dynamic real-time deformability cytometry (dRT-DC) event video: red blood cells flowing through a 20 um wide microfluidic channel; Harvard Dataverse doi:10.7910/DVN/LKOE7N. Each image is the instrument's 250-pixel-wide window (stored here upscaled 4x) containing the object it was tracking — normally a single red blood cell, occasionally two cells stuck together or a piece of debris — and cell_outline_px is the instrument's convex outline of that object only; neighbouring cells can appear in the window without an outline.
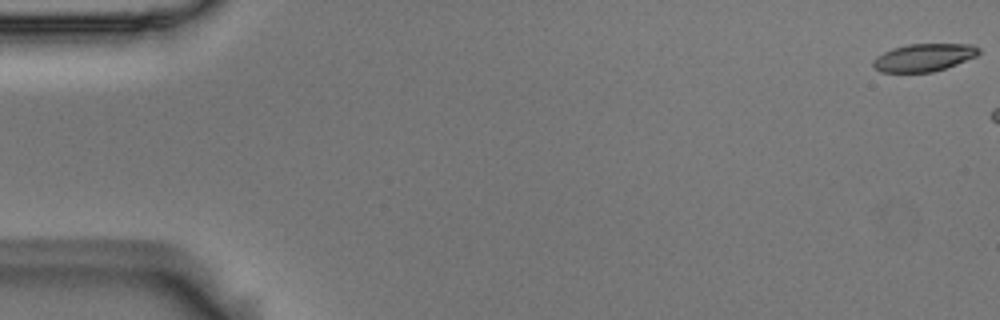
{"species": "Egyptian fruit bat (a non-hibernating species)", "species_latin": "Rousettus aegyptiacus", "temperature_condition": "room temperature", "stored_images_in_passage": 7, "camera_frame_rate_fps": 3000, "um_per_image_px": 0.085, "animal": {"sex": "male"}, "frame": {"image": 1, "passage_image": 1, "time_ms": 0.0, "image_size_px": [1000, 320], "cell_outline_px": [[980, 52], [976, 56], [956, 64], [932, 72], [880, 72], [872, 64], [872, 60], [876, 56], [892, 48], [908, 44], [972, 44], [980, 48]], "centroid_in_image_um": [78.51, 4.88], "position_along_channel_um": 6.5, "area_um2": 16.99}}